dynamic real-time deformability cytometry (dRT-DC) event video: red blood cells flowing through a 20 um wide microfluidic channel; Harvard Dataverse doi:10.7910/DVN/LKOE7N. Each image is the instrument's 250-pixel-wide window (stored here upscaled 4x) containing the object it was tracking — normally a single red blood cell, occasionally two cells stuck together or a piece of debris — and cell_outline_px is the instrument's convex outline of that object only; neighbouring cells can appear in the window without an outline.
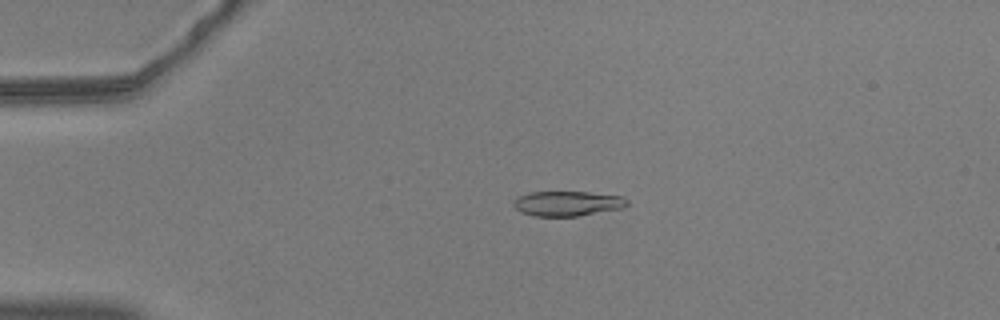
{"species": "common noctule bat (a hibernating species)", "species_latin": "Nyctalus noctula", "temperature_condition": "warm", "stored_images_in_passage": 53, "camera_frame_rate_fps": 3000, "um_per_image_px": 0.085, "animal": {"sex": "male", "body_mass_g": 20.5, "forearm_length_mm": 52.5}, "frame": {"image": 1, "passage_image": 9, "time_ms": 2.667, "image_size_px": [1000, 320], "cell_outline_px": [[628, 204], [624, 208], [576, 216], [536, 216], [520, 212], [512, 204], [512, 200], [516, 196], [528, 192], [588, 192], [624, 196], [628, 200]], "centroid_in_image_um": [48.21, 17.29], "position_along_channel_um": 36.8, "area_um2": 16.7}}
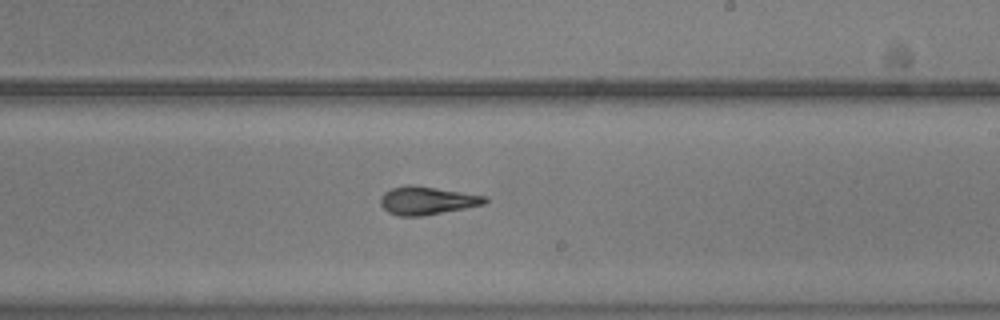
{"frame": {"image": 2, "passage_image": 30, "time_ms": 9.667, "image_size_px": [1000, 320], "cell_outline_px": [[488, 200], [484, 204], [464, 208], [420, 216], [400, 216], [388, 212], [380, 204], [380, 196], [384, 192], [392, 188], [408, 184], [412, 184], [484, 196]], "centroid_in_image_um": [36.23, 17.04], "position_along_channel_um": 252.8, "area_um2": 16.82}}
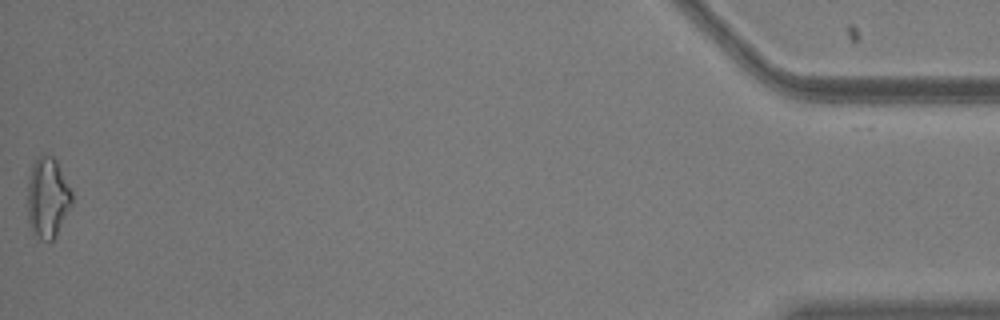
{"frame": {"image": 3, "passage_image": 52, "time_ms": 17.0, "image_size_px": [1000, 320], "cell_outline_px": [[72, 204], [56, 236], [48, 244], [40, 240], [28, 224], [28, 180], [32, 164], [40, 156], [52, 156], [56, 160], [72, 192]], "centroid_in_image_um": [4.04, 16.86], "position_along_channel_um": 431.2, "area_um2": 20.75}, "authors_computed_cell_mechanics": {"area_um2": 16.8198, "velocity_mm_per_s": 3.6905, "shape_relaxation_time_tau1_ms": null, "shape_relaxation_time_tau2_ms": 2.2047, "deformation_change_tau1": null, "deformation_change_tau2": 0.0909}}